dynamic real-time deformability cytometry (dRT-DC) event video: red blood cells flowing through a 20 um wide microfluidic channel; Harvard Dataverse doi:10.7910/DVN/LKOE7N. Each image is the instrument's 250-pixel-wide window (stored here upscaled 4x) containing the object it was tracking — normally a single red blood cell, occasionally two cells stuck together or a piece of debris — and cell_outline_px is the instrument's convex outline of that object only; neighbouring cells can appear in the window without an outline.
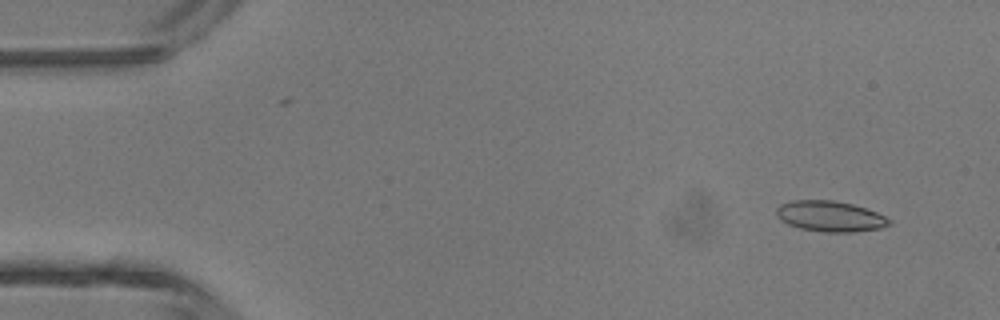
{"species": "common noctule bat (a hibernating species)", "species_latin": "Nyctalus noctula", "temperature_condition": "room temperature", "stored_images_in_passage": 4, "camera_frame_rate_fps": 3000, "um_per_image_px": 0.085, "animal": {"sex": "male", "body_mass_g": 13.3}, "frame": {"image": 1, "passage_image": 2, "time_ms": 0.333, "image_size_px": [1000, 320], "cell_outline_px": [[892, 224], [880, 228], [852, 232], [824, 232], [800, 228], [788, 224], [780, 220], [776, 216], [776, 208], [780, 204], [792, 200], [832, 200], [852, 204], [876, 212], [892, 220]], "centroid_in_image_um": [70.54, 18.38], "position_along_channel_um": 14.5, "area_um2": 20.17}}
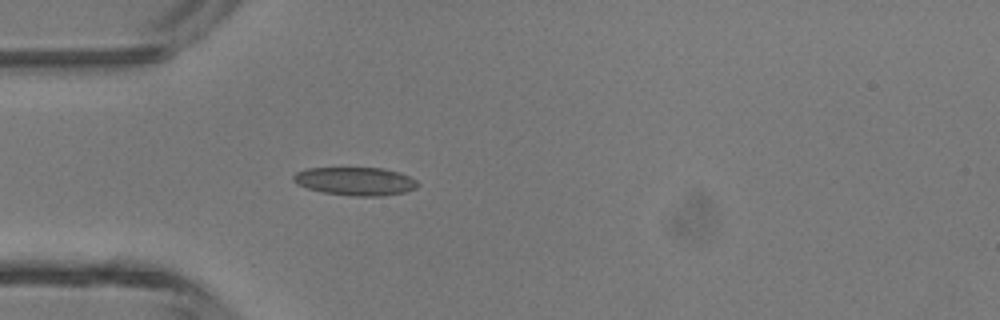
{"frame": {"image": 2, "passage_image": 4, "time_ms": 1.0, "image_size_px": [1000, 320], "cell_outline_px": [[420, 184], [416, 188], [404, 192], [380, 196], [352, 196], [324, 192], [308, 188], [296, 184], [292, 180], [292, 176], [296, 172], [308, 168], [384, 168], [400, 172], [416, 180]], "centroid_in_image_um": [30.2, 15.4], "position_along_channel_um": 54.8, "area_um2": 20.46}}